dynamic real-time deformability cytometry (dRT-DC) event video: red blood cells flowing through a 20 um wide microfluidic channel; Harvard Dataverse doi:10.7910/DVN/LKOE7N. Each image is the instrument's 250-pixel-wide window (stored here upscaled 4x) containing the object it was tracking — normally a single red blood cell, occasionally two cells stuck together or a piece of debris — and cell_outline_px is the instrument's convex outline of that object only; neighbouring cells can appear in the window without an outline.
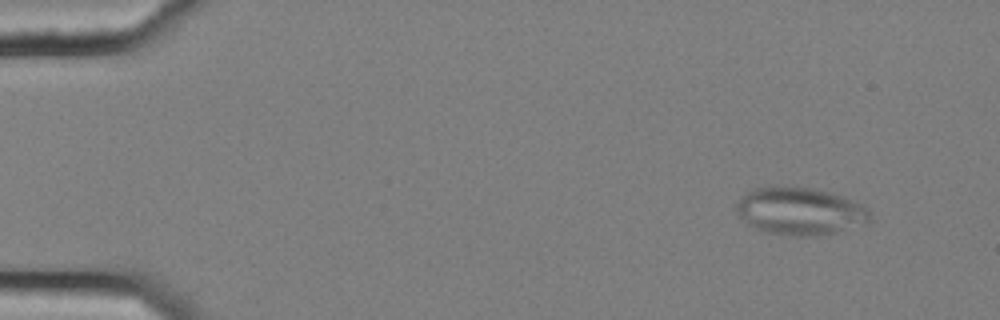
{"species": "common noctule bat (a hibernating species)", "species_latin": "Nyctalus noctula", "temperature_condition": "cold", "stored_images_in_passage": 51, "camera_frame_rate_fps": 3000, "um_per_image_px": 0.085, "animal": {"sex": "female", "body_mass_g": 25.1}, "frame": {"image": 1, "passage_image": 1, "time_ms": 0.0, "image_size_px": [1000, 320], "cell_outline_px": [[868, 224], [836, 232], [816, 236], [792, 236], [760, 232], [748, 224], [740, 216], [736, 208], [736, 204], [740, 196], [744, 192], [768, 184], [776, 184], [812, 188], [828, 192], [864, 204], [868, 208]], "centroid_in_image_um": [67.95, 17.93], "position_along_channel_um": 17.1, "area_um2": 37.74}, "authors_computed_cell_mechanics": {"area_um2": 27.9174, "velocity_mm_per_s": 3.6473, "shape_relaxation_time_tau1_ms": null, "shape_relaxation_time_tau2_ms": 3.1946, "deformation_change_tau1": null, "deformation_change_tau2": 0.1152}}